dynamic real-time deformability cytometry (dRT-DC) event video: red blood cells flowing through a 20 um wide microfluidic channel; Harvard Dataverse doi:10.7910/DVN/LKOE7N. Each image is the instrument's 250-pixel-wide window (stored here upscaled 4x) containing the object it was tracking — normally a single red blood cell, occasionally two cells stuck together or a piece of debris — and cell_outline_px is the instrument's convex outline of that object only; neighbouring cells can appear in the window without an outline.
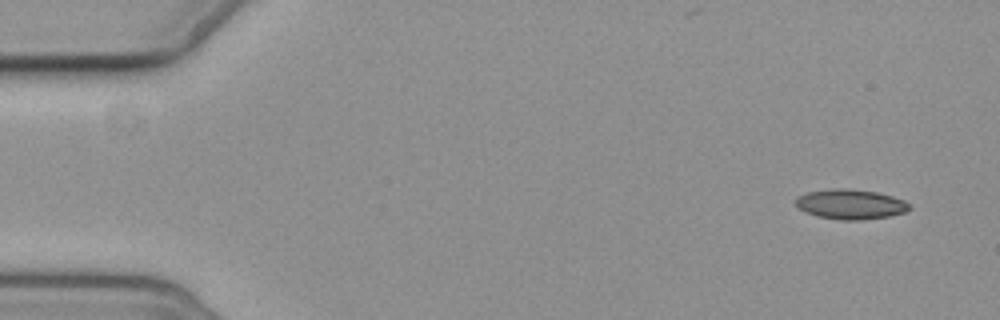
{"species": "common noctule bat (a hibernating species)", "species_latin": "Nyctalus noctula", "temperature_condition": "cold", "stored_images_in_passage": 7, "camera_frame_rate_fps": 3000, "um_per_image_px": 0.085, "animal": {"sex": "female", "body_mass_g": 19.3, "forearm_length_mm": 54.1}, "frame": {"image": 1, "passage_image": 1, "time_ms": 0.0, "image_size_px": [1000, 320], "cell_outline_px": [[912, 208], [904, 212], [888, 216], [860, 220], [840, 220], [816, 216], [800, 208], [796, 204], [796, 196], [808, 192], [832, 188], [848, 188], [876, 192], [892, 196], [904, 200], [912, 204]], "centroid_in_image_um": [72.32, 17.35], "position_along_channel_um": 12.7, "area_um2": 19.83}}
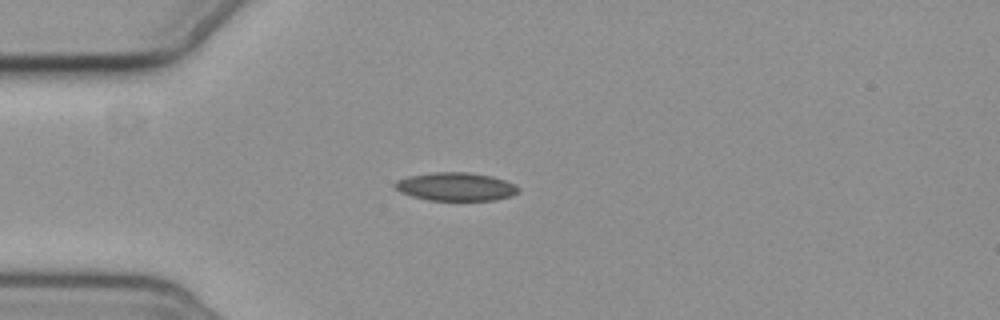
{"frame": {"image": 2, "passage_image": 4, "time_ms": 4.0, "image_size_px": [1000, 320], "cell_outline_px": [[520, 192], [512, 196], [496, 200], [428, 200], [412, 196], [400, 192], [392, 184], [396, 180], [408, 176], [436, 172], [468, 172], [492, 176], [516, 184], [520, 188]], "centroid_in_image_um": [38.77, 15.87], "position_along_channel_um": 46.2, "area_um2": 20.52}}
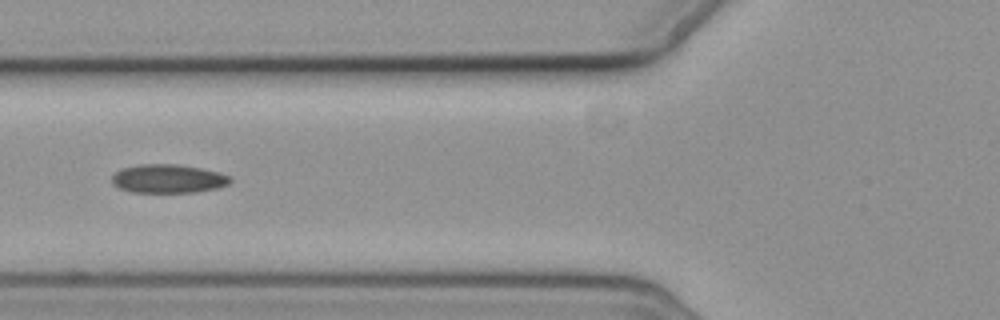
{"frame": {"image": 3, "passage_image": 6, "time_ms": 6.333, "image_size_px": [1000, 320], "cell_outline_px": [[232, 180], [228, 184], [216, 188], [196, 192], [132, 192], [120, 188], [112, 184], [112, 176], [120, 168], [140, 164], [176, 164], [200, 168], [220, 172], [232, 176]], "centroid_in_image_um": [14.3, 15.18], "position_along_channel_um": 111.5, "area_um2": 19.83}}